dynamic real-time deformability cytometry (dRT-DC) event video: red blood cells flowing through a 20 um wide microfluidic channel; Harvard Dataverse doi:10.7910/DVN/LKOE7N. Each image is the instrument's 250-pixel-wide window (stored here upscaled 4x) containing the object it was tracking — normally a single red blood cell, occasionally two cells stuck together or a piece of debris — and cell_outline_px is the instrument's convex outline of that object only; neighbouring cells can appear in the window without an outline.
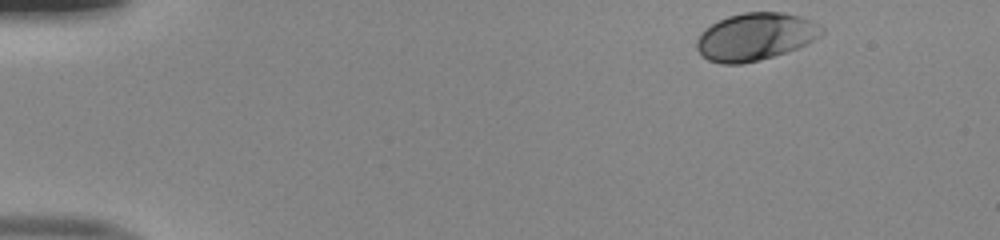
{"species": "human", "species_latin": "Homo sapiens", "temperature_condition": "room temperature", "stored_images_in_passage": 40, "camera_frame_rate_fps": 3000, "um_per_image_px": 0.085, "donor": {"sex": "male"}, "frame": {"image": 1, "passage_image": 1, "time_ms": 0.0, "image_size_px": [1000, 240], "cell_outline_px": [[824, 32], [820, 36], [808, 44], [760, 60], [740, 64], [720, 64], [708, 60], [696, 48], [696, 40], [700, 32], [704, 28], [728, 16], [744, 12], [780, 12], [800, 16], [812, 20], [824, 28]], "centroid_in_image_um": [64.2, 3.11], "position_along_channel_um": 20.8, "area_um2": 34.62}}
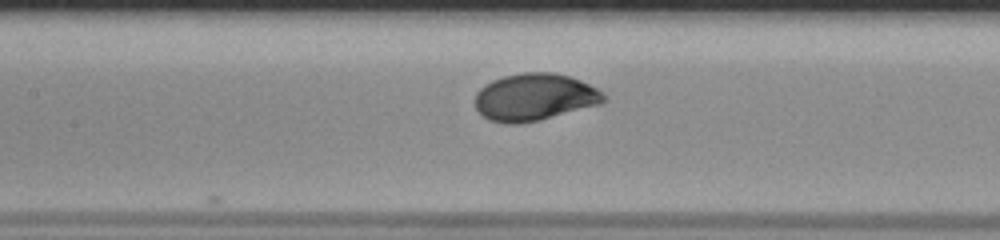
{"frame": {"image": 2, "passage_image": 20, "time_ms": 6.333, "image_size_px": [1000, 240], "cell_outline_px": [[608, 100], [600, 104], [540, 120], [520, 124], [504, 124], [488, 120], [476, 108], [476, 92], [480, 88], [492, 80], [504, 76], [524, 72], [552, 72], [568, 76], [580, 80], [596, 88]], "centroid_in_image_um": [45.42, 8.26], "position_along_channel_um": 162.0, "area_um2": 35.32}}
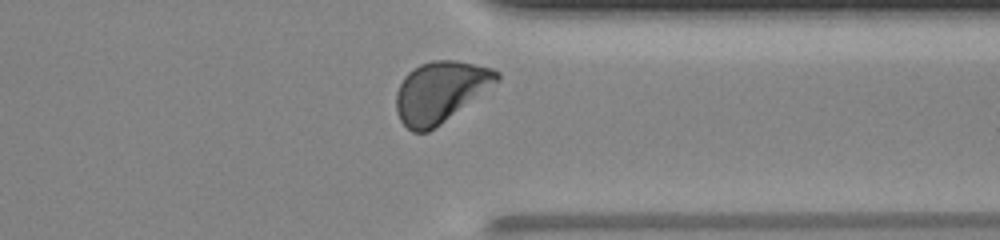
{"frame": {"image": 3, "passage_image": 36, "time_ms": 11.667, "image_size_px": [1000, 240], "cell_outline_px": [[500, 80], [440, 124], [428, 132], [412, 132], [400, 120], [396, 112], [396, 92], [404, 76], [408, 72], [420, 64], [432, 60], [456, 60], [492, 68], [500, 72]], "centroid_in_image_um": [37.41, 7.79], "position_along_channel_um": 374.0, "area_um2": 35.49}, "authors_computed_cell_mechanics": {"area_um2": 34.5644, "velocity_mm_per_s": 3.9904, "shape_relaxation_time_tau1_ms": 1.9801, "shape_relaxation_time_tau2_ms": null, "deformation_change_tau1": 0.1276, "deformation_change_tau2": null}}